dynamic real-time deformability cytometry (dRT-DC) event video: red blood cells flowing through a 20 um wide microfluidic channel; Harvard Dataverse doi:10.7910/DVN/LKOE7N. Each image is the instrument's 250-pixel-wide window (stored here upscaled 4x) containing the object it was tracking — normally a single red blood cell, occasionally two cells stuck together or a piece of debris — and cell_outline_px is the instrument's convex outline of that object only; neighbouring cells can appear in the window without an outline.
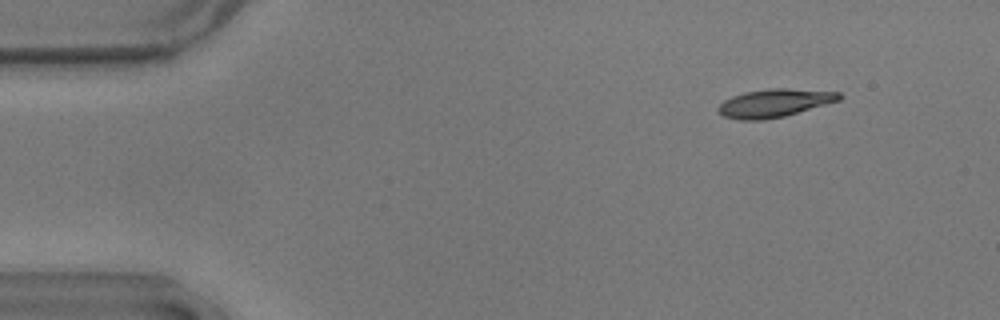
{"species": "common noctule bat (a hibernating species)", "species_latin": "Nyctalus noctula", "temperature_condition": "warm", "stored_images_in_passage": 53, "camera_frame_rate_fps": 3000, "um_per_image_px": 0.085, "animal": {"sex": "male", "body_mass_g": 17.9}, "frame": {"image": 1, "passage_image": 3, "time_ms": 0.667, "image_size_px": [1000, 320], "cell_outline_px": [[844, 96], [840, 100], [784, 116], [764, 120], [740, 120], [724, 116], [716, 108], [724, 100], [732, 96], [744, 92], [768, 88], [788, 88], [840, 92]], "centroid_in_image_um": [65.83, 8.75], "position_along_channel_um": 19.2, "area_um2": 19.83}}
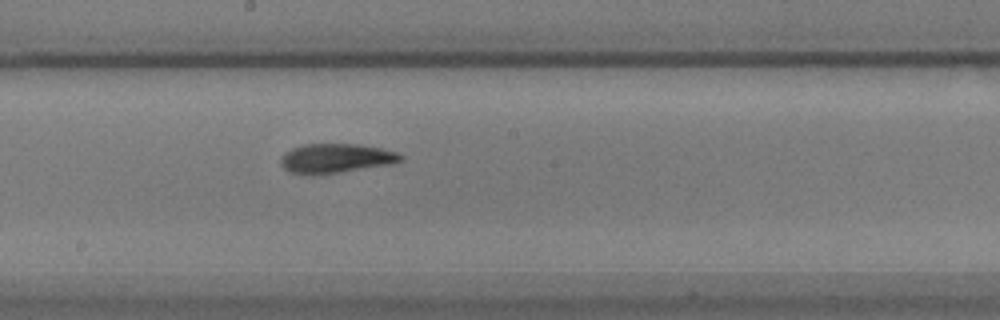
{"frame": {"image": 2, "passage_image": 27, "time_ms": 8.667, "image_size_px": [1000, 320], "cell_outline_px": [[404, 160], [392, 164], [340, 172], [304, 176], [288, 172], [280, 164], [280, 156], [284, 152], [292, 148], [304, 144], [356, 144], [380, 148], [396, 152], [404, 156]], "centroid_in_image_um": [28.5, 13.47], "position_along_channel_um": 219.7, "area_um2": 20.81}}
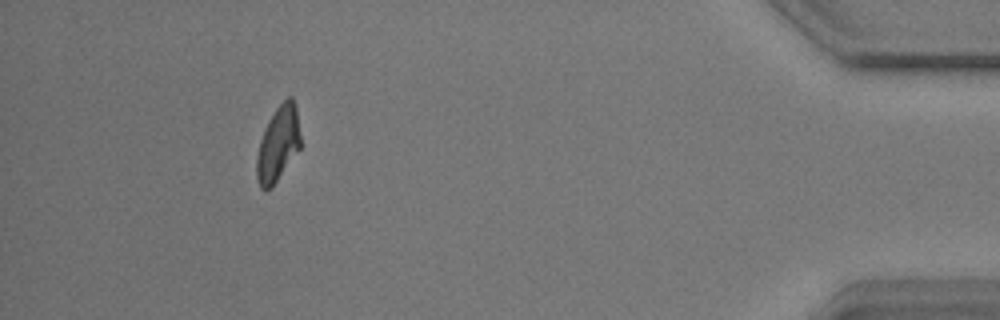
{"frame": {"image": 3, "passage_image": 48, "time_ms": 15.667, "image_size_px": [1000, 320], "cell_outline_px": [[300, 148], [272, 188], [264, 192], [260, 188], [256, 176], [256, 156], [260, 140], [268, 120], [276, 108], [288, 96], [292, 96], [296, 108], [300, 136]], "centroid_in_image_um": [23.61, 12.27], "position_along_channel_um": 411.6, "area_um2": 19.25}, "authors_computed_cell_mechanics": {"area_um2": 19.9988, "velocity_mm_per_s": 3.596, "shape_relaxation_time_tau1_ms": 6.8878, "shape_relaxation_time_tau2_ms": 1.6759, "deformation_change_tau1": 0.2287, "deformation_change_tau2": 0.0767}}